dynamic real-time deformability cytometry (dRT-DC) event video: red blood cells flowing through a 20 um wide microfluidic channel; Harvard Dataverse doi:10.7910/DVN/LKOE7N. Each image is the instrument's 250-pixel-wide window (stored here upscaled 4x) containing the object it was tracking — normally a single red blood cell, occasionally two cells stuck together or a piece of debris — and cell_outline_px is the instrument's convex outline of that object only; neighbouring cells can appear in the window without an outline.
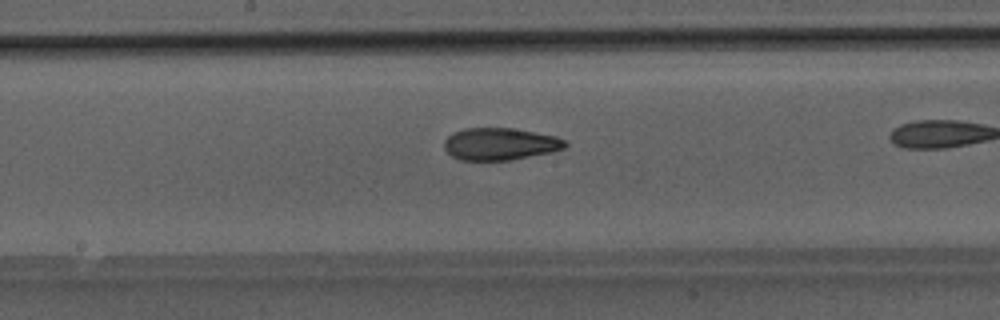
{"species": "Egyptian fruit bat (a non-hibernating species)", "species_latin": "Rousettus aegyptiacus", "temperature_condition": "room temperature", "stored_images_in_passage": 25, "camera_frame_rate_fps": 3000, "um_per_image_px": 0.085, "animal": {"sex": "male"}, "frame": {"image": 1, "passage_image": 21, "time_ms": 6.667, "image_size_px": [1000, 320], "cell_outline_px": [[568, 144], [564, 148], [552, 152], [508, 160], [460, 160], [452, 156], [444, 148], [444, 140], [452, 132], [464, 128], [512, 128], [556, 136], [564, 140]], "centroid_in_image_um": [42.48, 12.23], "position_along_channel_um": 205.7, "area_um2": 22.66}}